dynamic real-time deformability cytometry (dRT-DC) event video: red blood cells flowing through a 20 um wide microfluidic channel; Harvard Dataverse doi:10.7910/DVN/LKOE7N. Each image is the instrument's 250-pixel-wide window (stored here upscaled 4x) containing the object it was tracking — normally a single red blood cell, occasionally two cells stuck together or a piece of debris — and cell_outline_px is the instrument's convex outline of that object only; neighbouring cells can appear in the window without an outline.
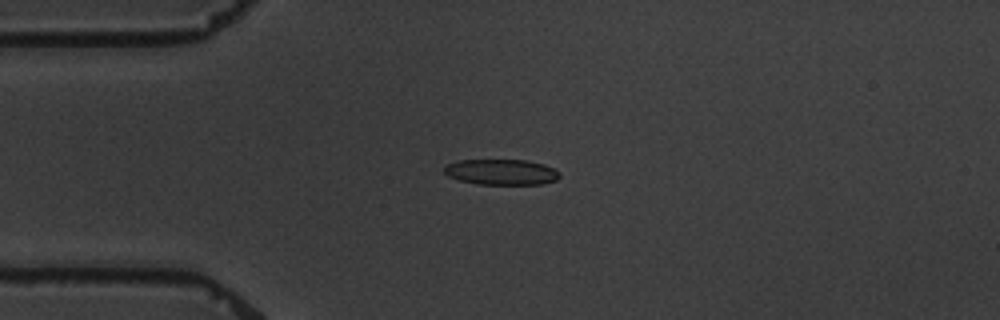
{"species": "common noctule bat (a hibernating species)", "species_latin": "Nyctalus noctula", "temperature_condition": "warm", "stored_images_in_passage": 9, "camera_frame_rate_fps": 3000, "um_per_image_px": 0.085, "animal": {"sex": "male", "body_mass_g": 19.5, "forearm_length_mm": 54.6}, "frame": {"image": 1, "passage_image": 4, "time_ms": 4.333, "image_size_px": [1000, 320], "cell_outline_px": [[560, 176], [556, 180], [540, 184], [480, 184], [460, 180], [448, 176], [444, 172], [444, 168], [448, 164], [456, 160], [524, 160], [544, 164], [560, 172]], "centroid_in_image_um": [42.61, 14.62], "position_along_channel_um": 42.4, "area_um2": 17.11}}
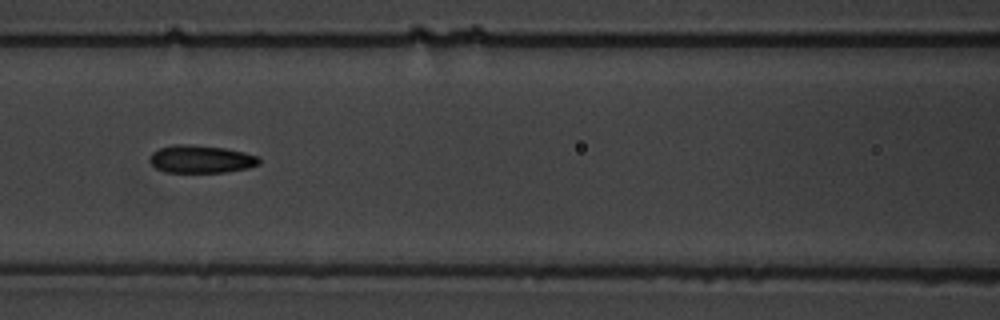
{"frame": {"image": 2, "passage_image": 7, "time_ms": 8.0, "image_size_px": [1000, 320], "cell_outline_px": [[260, 164], [248, 168], [228, 172], [164, 172], [156, 168], [148, 160], [152, 152], [160, 148], [176, 144], [184, 144], [224, 148], [244, 152], [260, 156]], "centroid_in_image_um": [17.1, 13.53], "position_along_channel_um": 149.5, "area_um2": 17.74}}
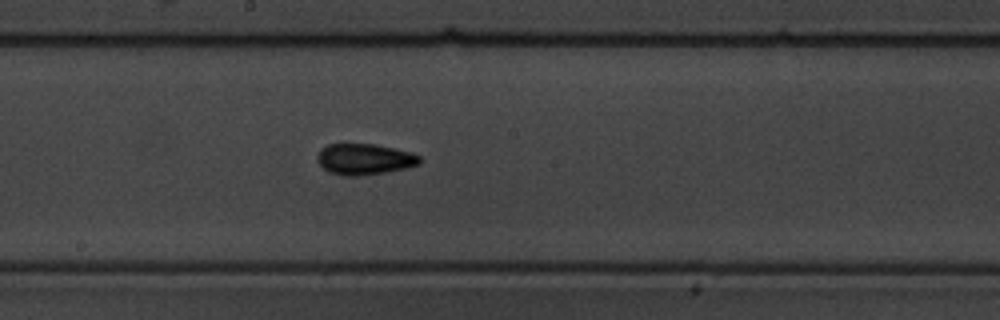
{"frame": {"image": 3, "passage_image": 9, "time_ms": 10.0, "image_size_px": [1000, 320], "cell_outline_px": [[420, 164], [404, 168], [384, 172], [360, 176], [344, 176], [328, 172], [316, 160], [316, 156], [320, 148], [328, 144], [376, 144], [396, 148], [412, 152], [420, 156]], "centroid_in_image_um": [30.95, 13.52], "position_along_channel_um": 217.2, "area_um2": 18.67}}